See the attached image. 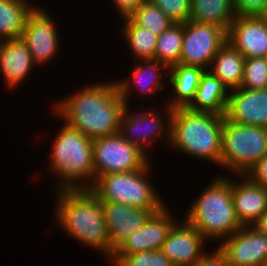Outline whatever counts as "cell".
I'll use <instances>...</instances> for the list:
<instances>
[{
	"label": "cell",
	"mask_w": 267,
	"mask_h": 266,
	"mask_svg": "<svg viewBox=\"0 0 267 266\" xmlns=\"http://www.w3.org/2000/svg\"><path fill=\"white\" fill-rule=\"evenodd\" d=\"M35 65L22 38L0 41V72L10 89L23 83Z\"/></svg>",
	"instance_id": "19"
},
{
	"label": "cell",
	"mask_w": 267,
	"mask_h": 266,
	"mask_svg": "<svg viewBox=\"0 0 267 266\" xmlns=\"http://www.w3.org/2000/svg\"><path fill=\"white\" fill-rule=\"evenodd\" d=\"M219 244L229 266H265L267 262V235L253 226H243Z\"/></svg>",
	"instance_id": "11"
},
{
	"label": "cell",
	"mask_w": 267,
	"mask_h": 266,
	"mask_svg": "<svg viewBox=\"0 0 267 266\" xmlns=\"http://www.w3.org/2000/svg\"><path fill=\"white\" fill-rule=\"evenodd\" d=\"M83 90L57 101L52 108L64 124L90 139L119 133L126 107L116 81L85 85Z\"/></svg>",
	"instance_id": "1"
},
{
	"label": "cell",
	"mask_w": 267,
	"mask_h": 266,
	"mask_svg": "<svg viewBox=\"0 0 267 266\" xmlns=\"http://www.w3.org/2000/svg\"><path fill=\"white\" fill-rule=\"evenodd\" d=\"M35 6L28 0H0V41L21 38Z\"/></svg>",
	"instance_id": "24"
},
{
	"label": "cell",
	"mask_w": 267,
	"mask_h": 266,
	"mask_svg": "<svg viewBox=\"0 0 267 266\" xmlns=\"http://www.w3.org/2000/svg\"><path fill=\"white\" fill-rule=\"evenodd\" d=\"M109 262L112 266H174L160 250L112 256Z\"/></svg>",
	"instance_id": "29"
},
{
	"label": "cell",
	"mask_w": 267,
	"mask_h": 266,
	"mask_svg": "<svg viewBox=\"0 0 267 266\" xmlns=\"http://www.w3.org/2000/svg\"><path fill=\"white\" fill-rule=\"evenodd\" d=\"M183 42V23H173L158 36L154 60L168 68L179 64Z\"/></svg>",
	"instance_id": "27"
},
{
	"label": "cell",
	"mask_w": 267,
	"mask_h": 266,
	"mask_svg": "<svg viewBox=\"0 0 267 266\" xmlns=\"http://www.w3.org/2000/svg\"><path fill=\"white\" fill-rule=\"evenodd\" d=\"M253 227L259 230L261 233H264L265 235H267V210L254 223Z\"/></svg>",
	"instance_id": "36"
},
{
	"label": "cell",
	"mask_w": 267,
	"mask_h": 266,
	"mask_svg": "<svg viewBox=\"0 0 267 266\" xmlns=\"http://www.w3.org/2000/svg\"><path fill=\"white\" fill-rule=\"evenodd\" d=\"M260 17L262 18V20L264 21L266 27H267V7L264 10V12L260 15Z\"/></svg>",
	"instance_id": "37"
},
{
	"label": "cell",
	"mask_w": 267,
	"mask_h": 266,
	"mask_svg": "<svg viewBox=\"0 0 267 266\" xmlns=\"http://www.w3.org/2000/svg\"><path fill=\"white\" fill-rule=\"evenodd\" d=\"M227 42V30L210 23H183L181 64L200 66L209 70L214 56Z\"/></svg>",
	"instance_id": "9"
},
{
	"label": "cell",
	"mask_w": 267,
	"mask_h": 266,
	"mask_svg": "<svg viewBox=\"0 0 267 266\" xmlns=\"http://www.w3.org/2000/svg\"><path fill=\"white\" fill-rule=\"evenodd\" d=\"M228 97V88L211 71L205 70L195 98L187 108L192 111L225 115Z\"/></svg>",
	"instance_id": "22"
},
{
	"label": "cell",
	"mask_w": 267,
	"mask_h": 266,
	"mask_svg": "<svg viewBox=\"0 0 267 266\" xmlns=\"http://www.w3.org/2000/svg\"><path fill=\"white\" fill-rule=\"evenodd\" d=\"M124 25L121 28L122 39L125 40L135 59L153 60L158 36L155 33L134 24L128 17L122 18Z\"/></svg>",
	"instance_id": "26"
},
{
	"label": "cell",
	"mask_w": 267,
	"mask_h": 266,
	"mask_svg": "<svg viewBox=\"0 0 267 266\" xmlns=\"http://www.w3.org/2000/svg\"><path fill=\"white\" fill-rule=\"evenodd\" d=\"M211 181L192 202L185 220L206 240L219 238L222 242L243 226L235 213L230 177L221 176Z\"/></svg>",
	"instance_id": "5"
},
{
	"label": "cell",
	"mask_w": 267,
	"mask_h": 266,
	"mask_svg": "<svg viewBox=\"0 0 267 266\" xmlns=\"http://www.w3.org/2000/svg\"><path fill=\"white\" fill-rule=\"evenodd\" d=\"M174 23H185L191 15V0H149Z\"/></svg>",
	"instance_id": "31"
},
{
	"label": "cell",
	"mask_w": 267,
	"mask_h": 266,
	"mask_svg": "<svg viewBox=\"0 0 267 266\" xmlns=\"http://www.w3.org/2000/svg\"><path fill=\"white\" fill-rule=\"evenodd\" d=\"M93 157L95 180L106 174L142 169L152 160L119 133L93 139Z\"/></svg>",
	"instance_id": "8"
},
{
	"label": "cell",
	"mask_w": 267,
	"mask_h": 266,
	"mask_svg": "<svg viewBox=\"0 0 267 266\" xmlns=\"http://www.w3.org/2000/svg\"><path fill=\"white\" fill-rule=\"evenodd\" d=\"M239 177L244 180H232L235 213L242 226H253L267 210V188L257 185L246 175Z\"/></svg>",
	"instance_id": "18"
},
{
	"label": "cell",
	"mask_w": 267,
	"mask_h": 266,
	"mask_svg": "<svg viewBox=\"0 0 267 266\" xmlns=\"http://www.w3.org/2000/svg\"><path fill=\"white\" fill-rule=\"evenodd\" d=\"M55 222L68 236L99 251L110 260V241L103 214V202L90 189H61Z\"/></svg>",
	"instance_id": "2"
},
{
	"label": "cell",
	"mask_w": 267,
	"mask_h": 266,
	"mask_svg": "<svg viewBox=\"0 0 267 266\" xmlns=\"http://www.w3.org/2000/svg\"><path fill=\"white\" fill-rule=\"evenodd\" d=\"M103 214L110 241V258L114 251L153 214L151 210L119 203L103 202Z\"/></svg>",
	"instance_id": "17"
},
{
	"label": "cell",
	"mask_w": 267,
	"mask_h": 266,
	"mask_svg": "<svg viewBox=\"0 0 267 266\" xmlns=\"http://www.w3.org/2000/svg\"><path fill=\"white\" fill-rule=\"evenodd\" d=\"M205 242L201 233L183 219L172 227L160 251L174 266H193L205 254Z\"/></svg>",
	"instance_id": "15"
},
{
	"label": "cell",
	"mask_w": 267,
	"mask_h": 266,
	"mask_svg": "<svg viewBox=\"0 0 267 266\" xmlns=\"http://www.w3.org/2000/svg\"><path fill=\"white\" fill-rule=\"evenodd\" d=\"M167 206L153 213L144 226L133 232L113 253L126 256L135 252L161 250L170 230L176 223Z\"/></svg>",
	"instance_id": "13"
},
{
	"label": "cell",
	"mask_w": 267,
	"mask_h": 266,
	"mask_svg": "<svg viewBox=\"0 0 267 266\" xmlns=\"http://www.w3.org/2000/svg\"><path fill=\"white\" fill-rule=\"evenodd\" d=\"M215 252H207L193 266H229L224 254L216 248Z\"/></svg>",
	"instance_id": "34"
},
{
	"label": "cell",
	"mask_w": 267,
	"mask_h": 266,
	"mask_svg": "<svg viewBox=\"0 0 267 266\" xmlns=\"http://www.w3.org/2000/svg\"><path fill=\"white\" fill-rule=\"evenodd\" d=\"M45 11L42 6L34 7L27 17L21 36L27 44L35 64H39V66L51 61L60 47L56 25L49 13Z\"/></svg>",
	"instance_id": "12"
},
{
	"label": "cell",
	"mask_w": 267,
	"mask_h": 266,
	"mask_svg": "<svg viewBox=\"0 0 267 266\" xmlns=\"http://www.w3.org/2000/svg\"><path fill=\"white\" fill-rule=\"evenodd\" d=\"M224 115L213 112L173 109L170 118L171 148L198 159L221 165Z\"/></svg>",
	"instance_id": "3"
},
{
	"label": "cell",
	"mask_w": 267,
	"mask_h": 266,
	"mask_svg": "<svg viewBox=\"0 0 267 266\" xmlns=\"http://www.w3.org/2000/svg\"><path fill=\"white\" fill-rule=\"evenodd\" d=\"M240 87L250 90L267 88L266 58H245L243 80Z\"/></svg>",
	"instance_id": "30"
},
{
	"label": "cell",
	"mask_w": 267,
	"mask_h": 266,
	"mask_svg": "<svg viewBox=\"0 0 267 266\" xmlns=\"http://www.w3.org/2000/svg\"><path fill=\"white\" fill-rule=\"evenodd\" d=\"M244 60L245 57L226 42L214 56L209 71L230 91L239 88L242 83Z\"/></svg>",
	"instance_id": "23"
},
{
	"label": "cell",
	"mask_w": 267,
	"mask_h": 266,
	"mask_svg": "<svg viewBox=\"0 0 267 266\" xmlns=\"http://www.w3.org/2000/svg\"><path fill=\"white\" fill-rule=\"evenodd\" d=\"M267 154V128L241 125L223 118L221 167L246 175Z\"/></svg>",
	"instance_id": "7"
},
{
	"label": "cell",
	"mask_w": 267,
	"mask_h": 266,
	"mask_svg": "<svg viewBox=\"0 0 267 266\" xmlns=\"http://www.w3.org/2000/svg\"><path fill=\"white\" fill-rule=\"evenodd\" d=\"M150 169L151 163L139 170L99 176L90 190L102 202L129 205L156 213L166 204L150 182Z\"/></svg>",
	"instance_id": "6"
},
{
	"label": "cell",
	"mask_w": 267,
	"mask_h": 266,
	"mask_svg": "<svg viewBox=\"0 0 267 266\" xmlns=\"http://www.w3.org/2000/svg\"><path fill=\"white\" fill-rule=\"evenodd\" d=\"M236 15L260 16L267 7V0H232Z\"/></svg>",
	"instance_id": "32"
},
{
	"label": "cell",
	"mask_w": 267,
	"mask_h": 266,
	"mask_svg": "<svg viewBox=\"0 0 267 266\" xmlns=\"http://www.w3.org/2000/svg\"><path fill=\"white\" fill-rule=\"evenodd\" d=\"M224 116L237 124L267 128V88L230 90Z\"/></svg>",
	"instance_id": "16"
},
{
	"label": "cell",
	"mask_w": 267,
	"mask_h": 266,
	"mask_svg": "<svg viewBox=\"0 0 267 266\" xmlns=\"http://www.w3.org/2000/svg\"><path fill=\"white\" fill-rule=\"evenodd\" d=\"M206 69L200 66L177 64L169 68L167 82L172 87L173 97L167 106L172 109L187 108L195 98L201 77Z\"/></svg>",
	"instance_id": "21"
},
{
	"label": "cell",
	"mask_w": 267,
	"mask_h": 266,
	"mask_svg": "<svg viewBox=\"0 0 267 266\" xmlns=\"http://www.w3.org/2000/svg\"><path fill=\"white\" fill-rule=\"evenodd\" d=\"M116 6V10L122 14L121 18L128 17L134 10H136L142 3L148 0H112Z\"/></svg>",
	"instance_id": "35"
},
{
	"label": "cell",
	"mask_w": 267,
	"mask_h": 266,
	"mask_svg": "<svg viewBox=\"0 0 267 266\" xmlns=\"http://www.w3.org/2000/svg\"><path fill=\"white\" fill-rule=\"evenodd\" d=\"M128 18L134 24L146 28L157 36L174 23L161 9L149 0L142 3Z\"/></svg>",
	"instance_id": "28"
},
{
	"label": "cell",
	"mask_w": 267,
	"mask_h": 266,
	"mask_svg": "<svg viewBox=\"0 0 267 266\" xmlns=\"http://www.w3.org/2000/svg\"><path fill=\"white\" fill-rule=\"evenodd\" d=\"M51 145L49 169L56 189H90L95 182L93 140L63 124Z\"/></svg>",
	"instance_id": "4"
},
{
	"label": "cell",
	"mask_w": 267,
	"mask_h": 266,
	"mask_svg": "<svg viewBox=\"0 0 267 266\" xmlns=\"http://www.w3.org/2000/svg\"><path fill=\"white\" fill-rule=\"evenodd\" d=\"M246 176L257 185L267 188V154L251 168Z\"/></svg>",
	"instance_id": "33"
},
{
	"label": "cell",
	"mask_w": 267,
	"mask_h": 266,
	"mask_svg": "<svg viewBox=\"0 0 267 266\" xmlns=\"http://www.w3.org/2000/svg\"><path fill=\"white\" fill-rule=\"evenodd\" d=\"M189 20L216 24L228 30L236 17L232 0H191Z\"/></svg>",
	"instance_id": "25"
},
{
	"label": "cell",
	"mask_w": 267,
	"mask_h": 266,
	"mask_svg": "<svg viewBox=\"0 0 267 266\" xmlns=\"http://www.w3.org/2000/svg\"><path fill=\"white\" fill-rule=\"evenodd\" d=\"M227 42L245 58H267V27L260 16L236 15Z\"/></svg>",
	"instance_id": "14"
},
{
	"label": "cell",
	"mask_w": 267,
	"mask_h": 266,
	"mask_svg": "<svg viewBox=\"0 0 267 266\" xmlns=\"http://www.w3.org/2000/svg\"><path fill=\"white\" fill-rule=\"evenodd\" d=\"M144 62V63H143ZM132 76L126 80H117L116 84L118 86L121 97L129 106L130 93L132 94V89L137 88L139 93L143 94L142 99L145 98V94L156 95V91H159L164 87V75H169V68L156 60H140L136 61ZM162 70H165L163 73ZM163 75H162V74ZM163 76V77H162ZM163 83V84H162Z\"/></svg>",
	"instance_id": "20"
},
{
	"label": "cell",
	"mask_w": 267,
	"mask_h": 266,
	"mask_svg": "<svg viewBox=\"0 0 267 266\" xmlns=\"http://www.w3.org/2000/svg\"><path fill=\"white\" fill-rule=\"evenodd\" d=\"M129 106H126L121 118L119 134L129 141L134 146L138 147L147 156L146 147L150 145L152 139L155 141V137L160 134H166L165 139L169 145L170 141V118L173 109L166 105L164 111L167 122L162 121L163 116L160 117L155 111L156 109L148 108V112L142 111L141 113L129 112ZM151 110V111H150ZM163 132V133H162ZM148 144V145H147Z\"/></svg>",
	"instance_id": "10"
}]
</instances>
